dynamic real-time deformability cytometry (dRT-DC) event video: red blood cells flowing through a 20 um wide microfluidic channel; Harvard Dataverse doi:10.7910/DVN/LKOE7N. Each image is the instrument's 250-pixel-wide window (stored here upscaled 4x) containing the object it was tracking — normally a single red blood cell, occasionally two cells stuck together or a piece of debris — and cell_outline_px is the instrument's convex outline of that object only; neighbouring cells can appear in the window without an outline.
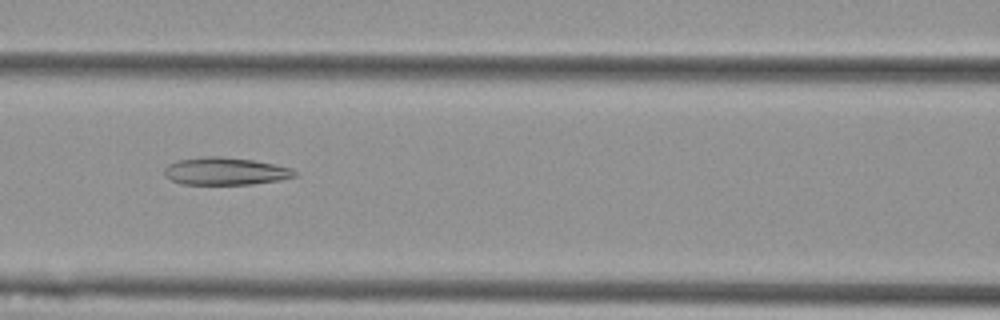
{"species": "Egyptian fruit bat (a non-hibernating species)", "species_latin": "Rousettus aegyptiacus", "temperature_condition": "cold", "stored_images_in_passage": 39, "camera_frame_rate_fps": 3000, "um_per_image_px": 0.085, "animal": {"sex": "female"}, "frame": {"image": 1, "passage_image": 8, "time_ms": 2.333, "image_size_px": [1000, 320], "cell_outline_px": [[296, 176], [276, 180], [252, 184], [180, 184], [172, 180], [164, 172], [164, 168], [168, 164], [176, 160], [204, 156], [220, 156], [252, 160], [276, 164], [292, 168], [296, 172]], "centroid_in_image_um": [19.14, 14.54], "position_along_channel_um": 147.5, "area_um2": 20.81}}
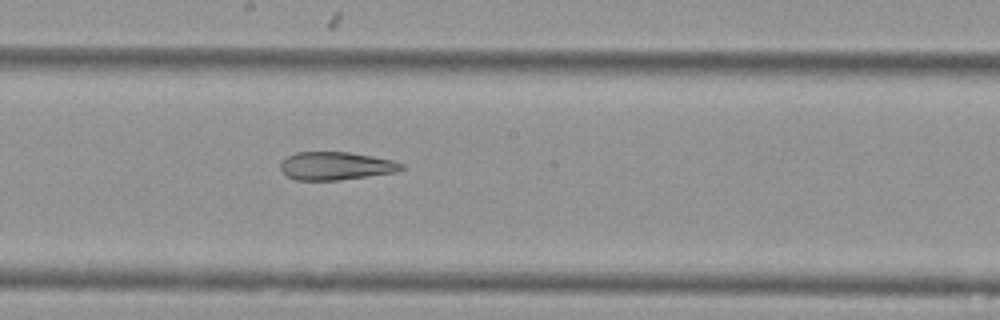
{"frame": {"image": 2, "passage_image": 14, "time_ms": 4.333, "image_size_px": [1000, 320], "cell_outline_px": [[404, 168], [396, 172], [340, 180], [296, 180], [288, 176], [280, 168], [280, 160], [296, 152], [348, 152], [372, 156], [392, 160], [404, 164]], "centroid_in_image_um": [28.54, 14.1], "position_along_channel_um": 219.7, "area_um2": 19.77}}
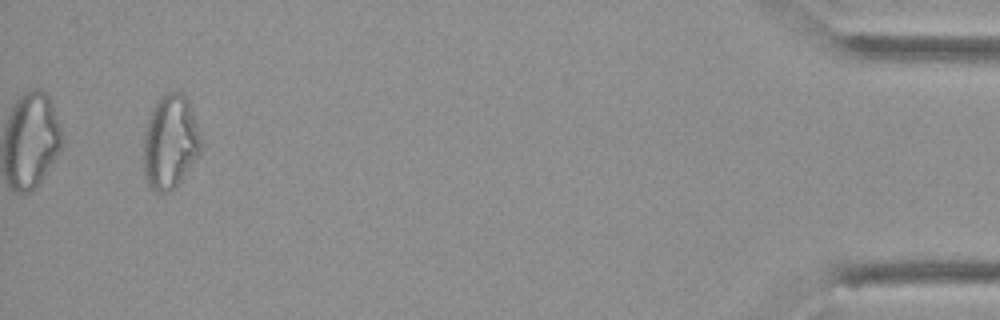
{"frame": {"image": 3, "passage_image": 37, "time_ms": 12.0, "image_size_px": [1000, 320], "cell_outline_px": [[200, 156], [180, 180], [168, 192], [156, 192], [144, 180], [144, 136], [148, 120], [152, 108], [156, 100], [160, 96], [168, 92], [180, 92], [188, 100], [200, 136]], "centroid_in_image_um": [14.45, 12.07], "position_along_channel_um": 420.8, "area_um2": 31.15}, "authors_computed_cell_mechanics": {"area_um2": 21.964, "velocity_mm_per_s": 3.6314, "shape_relaxation_time_tau1_ms": null, "shape_relaxation_time_tau2_ms": 4.5634, "deformation_change_tau1": null, "deformation_change_tau2": 0.1552}}